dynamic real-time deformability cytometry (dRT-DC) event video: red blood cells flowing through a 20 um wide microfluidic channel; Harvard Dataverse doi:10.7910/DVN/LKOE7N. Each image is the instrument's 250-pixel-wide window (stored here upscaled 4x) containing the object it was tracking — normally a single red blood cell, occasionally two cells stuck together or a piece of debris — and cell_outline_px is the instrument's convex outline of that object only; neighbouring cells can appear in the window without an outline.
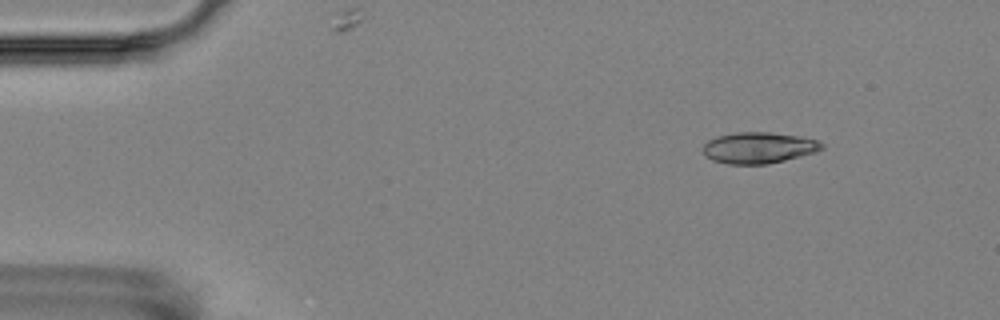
{"species": "Egyptian fruit bat (a non-hibernating species)", "species_latin": "Rousettus aegyptiacus", "temperature_condition": "room temperature", "stored_images_in_passage": 9, "camera_frame_rate_fps": 3000, "um_per_image_px": 0.085, "animal": {"sex": "female"}, "frame": {"image": 1, "passage_image": 1, "time_ms": 0.0, "image_size_px": [1000, 320], "cell_outline_px": [[824, 148], [816, 152], [768, 164], [728, 164], [712, 160], [704, 152], [704, 144], [708, 140], [720, 136], [736, 132], [772, 132], [796, 136], [816, 140], [824, 144]], "centroid_in_image_um": [64.5, 12.56], "position_along_channel_um": 20.5, "area_um2": 21.33}}
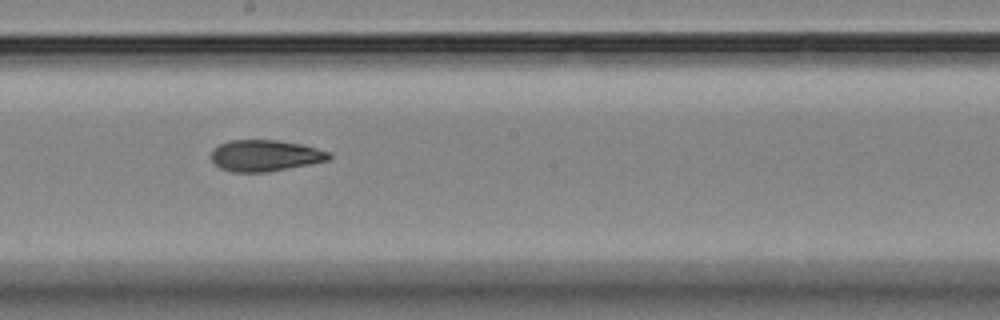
{"frame": {"image": 2, "passage_image": 8, "time_ms": 8.0, "image_size_px": [1000, 320], "cell_outline_px": [[332, 156], [328, 160], [268, 172], [232, 172], [220, 168], [212, 160], [212, 152], [220, 144], [228, 140], [276, 140], [300, 144], [316, 148], [328, 152]], "centroid_in_image_um": [22.52, 13.23], "position_along_channel_um": 225.7, "area_um2": 21.21}}
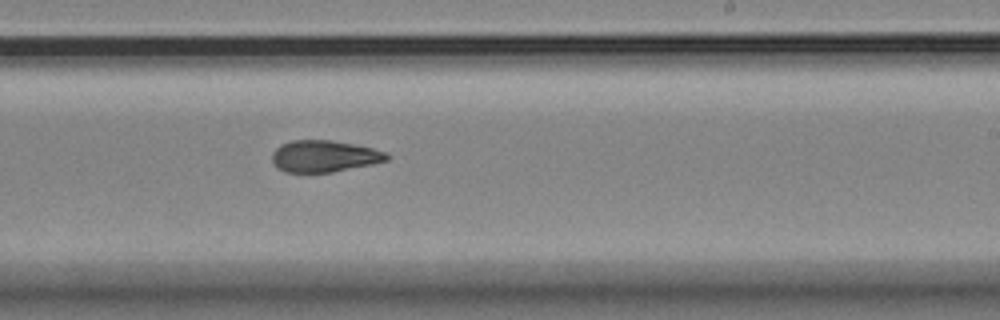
{"frame": {"image": 3, "passage_image": 9, "time_ms": 9.0, "image_size_px": [1000, 320], "cell_outline_px": [[388, 160], [372, 164], [332, 172], [284, 172], [276, 168], [272, 164], [272, 152], [280, 144], [292, 140], [332, 140], [372, 148], [388, 152]], "centroid_in_image_um": [27.51, 13.28], "position_along_channel_um": 261.5, "area_um2": 21.27}}